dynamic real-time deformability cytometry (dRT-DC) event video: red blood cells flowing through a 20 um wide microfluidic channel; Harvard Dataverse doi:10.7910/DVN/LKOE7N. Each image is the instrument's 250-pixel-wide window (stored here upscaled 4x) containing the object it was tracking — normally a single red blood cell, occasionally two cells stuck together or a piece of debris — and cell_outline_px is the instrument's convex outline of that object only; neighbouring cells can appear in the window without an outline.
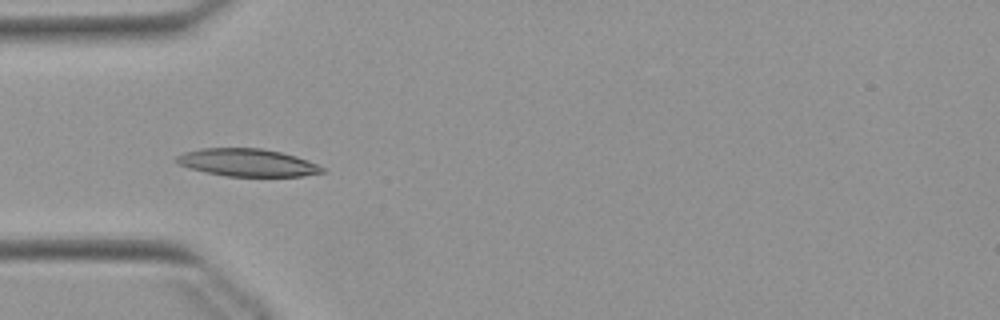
{"species": "Egyptian fruit bat (a non-hibernating species)", "species_latin": "Rousettus aegyptiacus", "temperature_condition": "warm", "stored_images_in_passage": 49, "camera_frame_rate_fps": 3000, "um_per_image_px": 0.085, "animal": {"sex": "female"}, "frame": {"image": 1, "passage_image": 13, "time_ms": 4.0, "image_size_px": [1000, 320], "cell_outline_px": [[324, 172], [304, 176], [228, 176], [188, 168], [176, 164], [172, 160], [176, 156], [184, 152], [200, 148], [260, 148], [280, 152], [296, 156], [308, 160], [324, 168]], "centroid_in_image_um": [20.97, 13.81], "position_along_channel_um": 64.0, "area_um2": 23.47}}
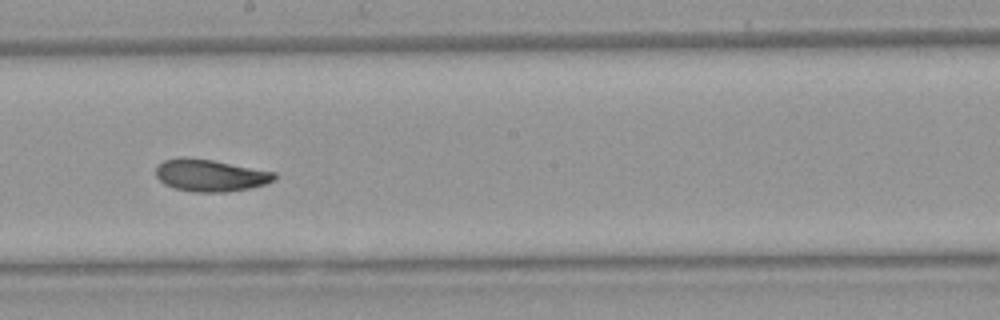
{"frame": {"image": 2, "passage_image": 26, "time_ms": 8.333, "image_size_px": [1000, 320], "cell_outline_px": [[276, 176], [272, 180], [264, 184], [248, 188], [224, 192], [192, 192], [172, 188], [164, 184], [156, 176], [156, 168], [164, 160], [180, 156], [184, 156], [212, 160], [276, 172]], "centroid_in_image_um": [17.82, 14.9], "position_along_channel_um": 230.4, "area_um2": 22.14}}
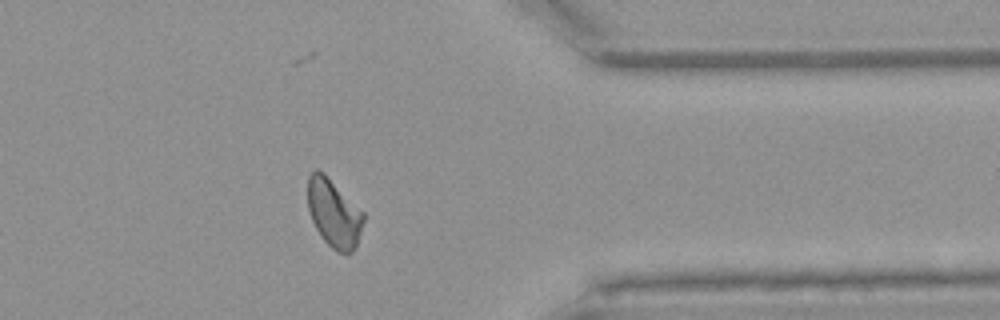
{"frame": {"image": 3, "passage_image": 39, "time_ms": 12.667, "image_size_px": [1000, 320], "cell_outline_px": [[364, 220], [356, 248], [352, 252], [336, 252], [324, 240], [316, 228], [312, 220], [308, 208], [308, 176], [316, 168], [324, 172], [364, 212]], "centroid_in_image_um": [28.38, 18.1], "position_along_channel_um": 383.0, "area_um2": 22.14}, "authors_computed_cell_mechanics": {"area_um2": 22.1952, "velocity_mm_per_s": 3.8572, "shape_relaxation_time_tau1_ms": 6.5606, "shape_relaxation_time_tau2_ms": 3.2569, "deformation_change_tau1": 0.1612, "deformation_change_tau2": 0.0869}}